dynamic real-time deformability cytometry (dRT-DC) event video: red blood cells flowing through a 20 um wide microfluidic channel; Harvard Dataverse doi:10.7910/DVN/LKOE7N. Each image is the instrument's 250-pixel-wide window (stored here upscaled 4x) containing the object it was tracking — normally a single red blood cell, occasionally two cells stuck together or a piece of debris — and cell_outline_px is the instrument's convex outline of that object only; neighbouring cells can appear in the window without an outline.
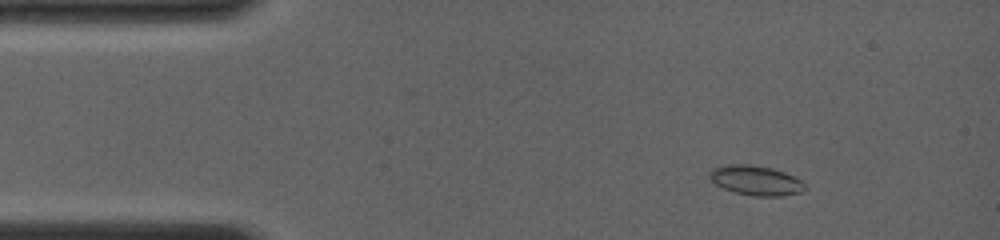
{"species": "common noctule bat (a hibernating species)", "species_latin": "Nyctalus noctula", "temperature_condition": "room temperature", "stored_images_in_passage": 12, "camera_frame_rate_fps": 4000, "um_per_image_px": 0.085, "animal": {"sex": "female", "body_mass_g": 19.0, "forearm_length_mm": 56.7}, "frame": {"image": 1, "passage_image": 3, "time_ms": 1.25, "image_size_px": [1000, 240], "cell_outline_px": [[808, 188], [800, 192], [780, 196], [752, 196], [736, 192], [724, 188], [716, 184], [708, 176], [708, 172], [712, 168], [728, 164], [748, 164], [772, 168], [784, 172], [800, 180]], "centroid_in_image_um": [64.23, 15.33], "position_along_channel_um": 20.8, "area_um2": 16.42}}
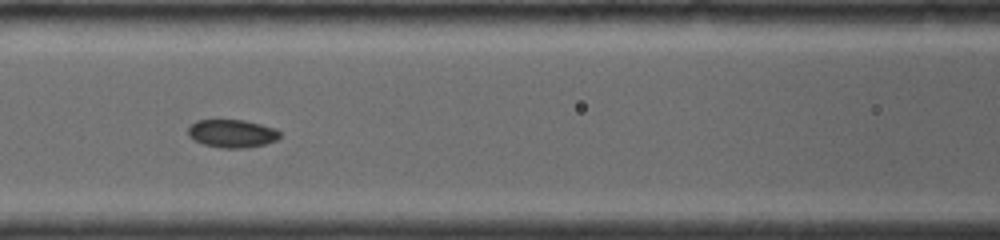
{"frame": {"image": 2, "passage_image": 10, "time_ms": 6.0, "image_size_px": [1000, 240], "cell_outline_px": [[280, 136], [276, 140], [264, 144], [248, 148], [224, 148], [204, 144], [188, 136], [188, 128], [196, 120], [244, 120], [276, 128], [280, 132]], "centroid_in_image_um": [19.74, 11.34], "position_along_channel_um": 146.9, "area_um2": 14.91}}
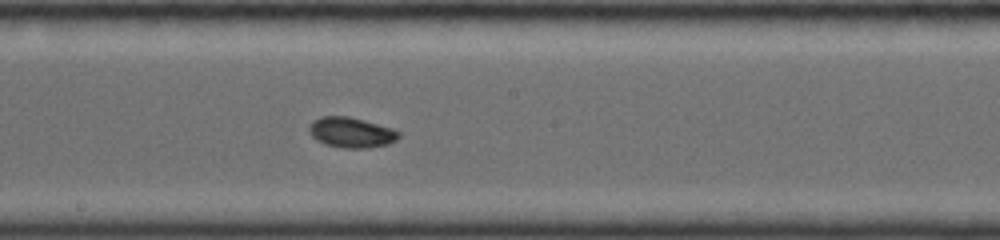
{"frame": {"image": 3, "passage_image": 12, "time_ms": 7.75, "image_size_px": [1000, 240], "cell_outline_px": [[400, 136], [396, 140], [388, 144], [364, 148], [340, 148], [324, 144], [316, 140], [308, 132], [308, 128], [312, 120], [320, 116], [348, 116], [364, 120], [392, 128], [400, 132]], "centroid_in_image_um": [29.82, 11.25], "position_along_channel_um": 218.4, "area_um2": 16.01}}